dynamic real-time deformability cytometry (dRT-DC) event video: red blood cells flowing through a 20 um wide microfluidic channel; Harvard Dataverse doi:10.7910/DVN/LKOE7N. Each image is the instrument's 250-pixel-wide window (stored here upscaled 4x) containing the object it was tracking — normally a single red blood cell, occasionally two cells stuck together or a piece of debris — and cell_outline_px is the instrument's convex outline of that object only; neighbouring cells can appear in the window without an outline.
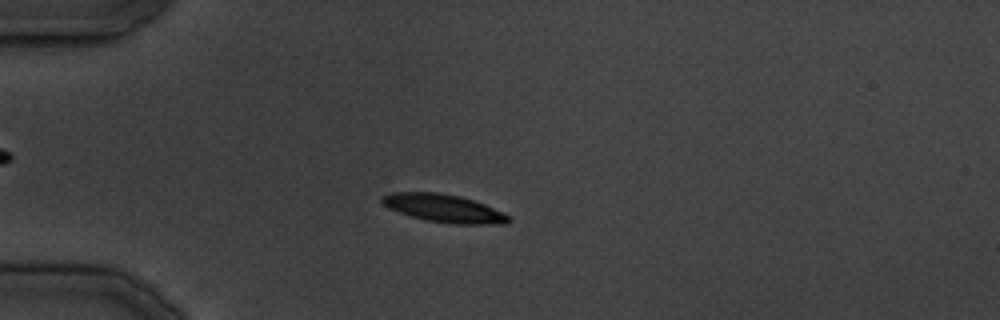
{"species": "common noctule bat (a hibernating species)", "species_latin": "Nyctalus noctula", "temperature_condition": "cold", "stored_images_in_passage": 36, "camera_frame_rate_fps": 3000, "um_per_image_px": 0.085, "animal": {"sex": "male", "body_mass_g": 19.5, "forearm_length_mm": 54.6}, "frame": {"image": 1, "passage_image": 10, "time_ms": 11.0, "image_size_px": [1000, 320], "cell_outline_px": [[512, 220], [504, 224], [456, 224], [428, 220], [412, 216], [388, 208], [380, 200], [384, 196], [392, 192], [436, 192], [460, 196], [484, 204], [504, 212]], "centroid_in_image_um": [37.76, 17.7], "position_along_channel_um": 47.2, "area_um2": 20.35}}
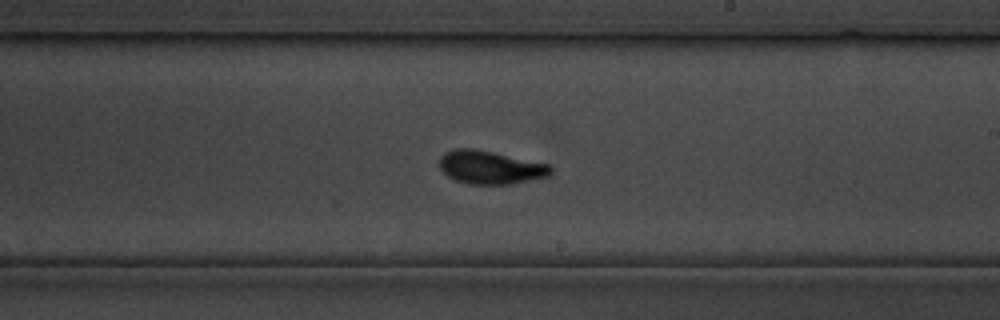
{"frame": {"image": 2, "passage_image": 22, "time_ms": 25.667, "image_size_px": [1000, 320], "cell_outline_px": [[552, 172], [548, 176], [508, 184], [468, 184], [456, 180], [448, 176], [440, 168], [440, 156], [444, 152], [456, 148], [472, 148], [552, 164]], "centroid_in_image_um": [41.68, 14.21], "position_along_channel_um": 247.3, "area_um2": 21.5}}
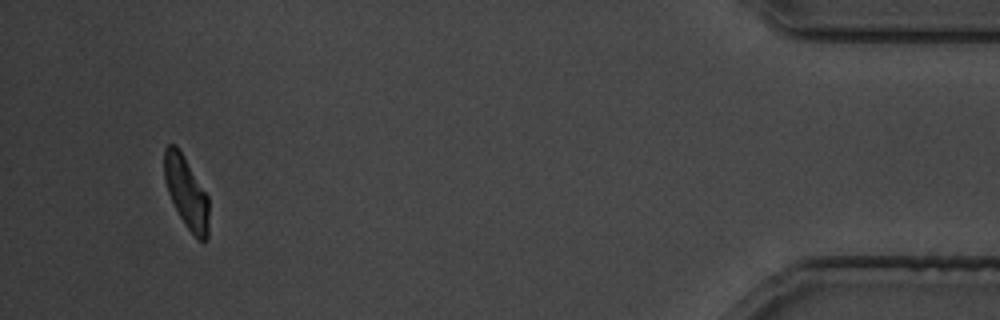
{"frame": {"image": 3, "passage_image": 35, "time_ms": 41.333, "image_size_px": [1000, 320], "cell_outline_px": [[208, 240], [200, 240], [188, 228], [180, 216], [168, 192], [164, 180], [164, 148], [168, 144], [176, 144], [184, 156], [208, 196]], "centroid_in_image_um": [15.83, 16.3], "position_along_channel_um": 419.4, "area_um2": 18.32}}